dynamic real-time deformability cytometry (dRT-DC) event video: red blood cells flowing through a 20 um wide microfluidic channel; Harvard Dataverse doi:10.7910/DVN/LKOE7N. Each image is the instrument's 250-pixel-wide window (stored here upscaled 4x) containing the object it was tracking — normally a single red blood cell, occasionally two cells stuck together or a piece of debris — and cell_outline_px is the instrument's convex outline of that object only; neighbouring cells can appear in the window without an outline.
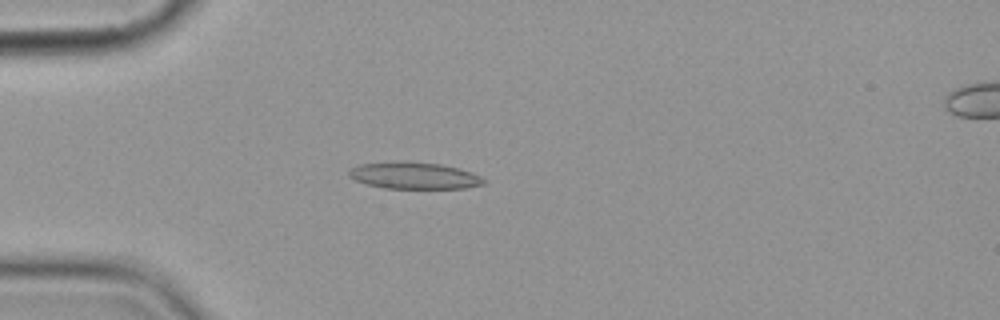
{"species": "common noctule bat (a hibernating species)", "species_latin": "Nyctalus noctula", "temperature_condition": "cold", "stored_images_in_passage": 7, "camera_frame_rate_fps": 3000, "um_per_image_px": 0.085, "animal": {"sex": "female", "body_mass_g": 19.9}, "frame": {"image": 1, "passage_image": 4, "time_ms": 3.667, "image_size_px": [1000, 320], "cell_outline_px": [[488, 180], [484, 184], [464, 188], [384, 188], [368, 184], [356, 180], [348, 176], [348, 172], [352, 168], [360, 164], [440, 164], [472, 172]], "centroid_in_image_um": [35.28, 14.98], "position_along_channel_um": 49.7, "area_um2": 19.88}}
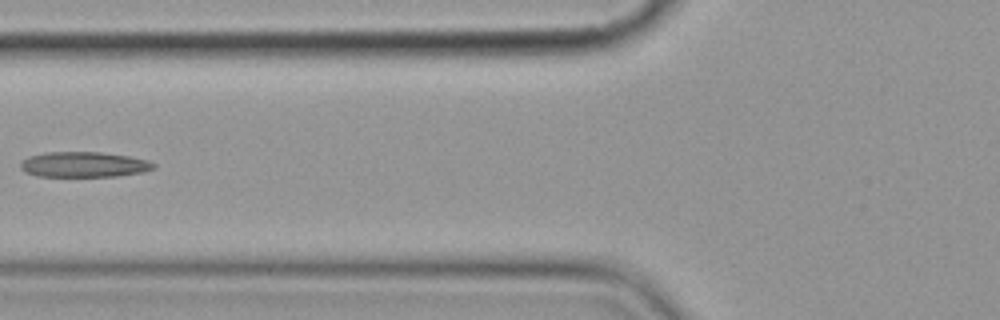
{"frame": {"image": 2, "passage_image": 6, "time_ms": 6.0, "image_size_px": [1000, 320], "cell_outline_px": [[156, 168], [144, 172], [120, 176], [36, 176], [24, 172], [20, 168], [20, 160], [28, 156], [44, 152], [100, 152], [128, 156], [148, 160], [156, 164]], "centroid_in_image_um": [7.11, 13.98], "position_along_channel_um": 118.7, "area_um2": 19.94}}
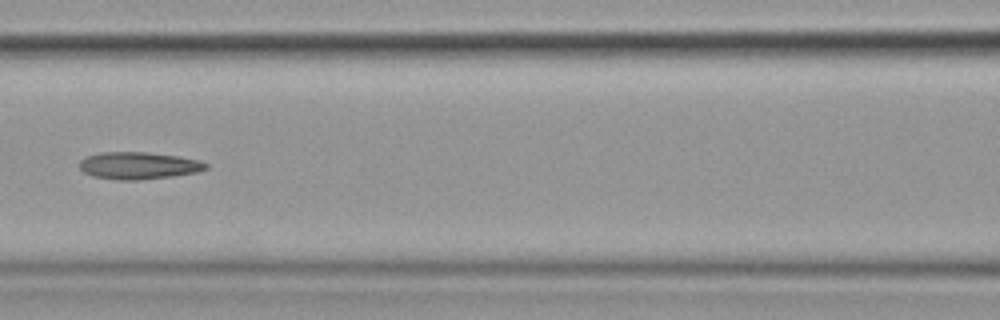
{"frame": {"image": 3, "passage_image": 7, "time_ms": 7.0, "image_size_px": [1000, 320], "cell_outline_px": [[208, 168], [196, 172], [172, 176], [136, 180], [116, 180], [92, 176], [84, 172], [80, 168], [80, 160], [88, 156], [100, 152], [148, 152], [180, 156], [200, 160], [208, 164]], "centroid_in_image_um": [11.79, 14.07], "position_along_channel_um": 154.8, "area_um2": 20.06}}